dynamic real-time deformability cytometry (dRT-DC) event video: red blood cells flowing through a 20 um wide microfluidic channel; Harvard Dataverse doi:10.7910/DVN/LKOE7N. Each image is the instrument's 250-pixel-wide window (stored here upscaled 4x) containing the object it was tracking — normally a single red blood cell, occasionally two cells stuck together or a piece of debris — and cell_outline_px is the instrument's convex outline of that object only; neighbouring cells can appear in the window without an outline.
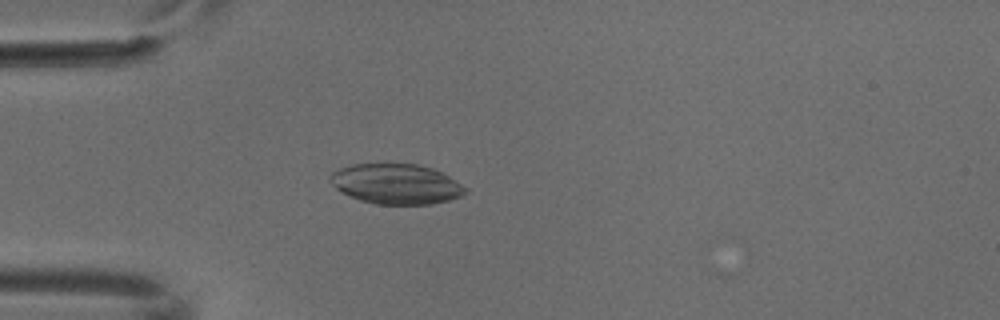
{"species": "common noctule bat (a hibernating species)", "species_latin": "Nyctalus noctula", "temperature_condition": "cold", "stored_images_in_passage": 3, "camera_frame_rate_fps": 3000, "um_per_image_px": 0.085, "animal": {"sex": "male", "body_mass_g": 18.8}, "frame": {"image": 1, "passage_image": 3, "time_ms": 0.667, "image_size_px": [1000, 320], "cell_outline_px": [[468, 192], [460, 196], [448, 200], [432, 204], [376, 204], [360, 200], [336, 188], [332, 184], [328, 176], [332, 172], [340, 168], [352, 164], [416, 164], [432, 168], [448, 176], [468, 188]], "centroid_in_image_um": [33.68, 15.63], "position_along_channel_um": 51.3, "area_um2": 31.39}}